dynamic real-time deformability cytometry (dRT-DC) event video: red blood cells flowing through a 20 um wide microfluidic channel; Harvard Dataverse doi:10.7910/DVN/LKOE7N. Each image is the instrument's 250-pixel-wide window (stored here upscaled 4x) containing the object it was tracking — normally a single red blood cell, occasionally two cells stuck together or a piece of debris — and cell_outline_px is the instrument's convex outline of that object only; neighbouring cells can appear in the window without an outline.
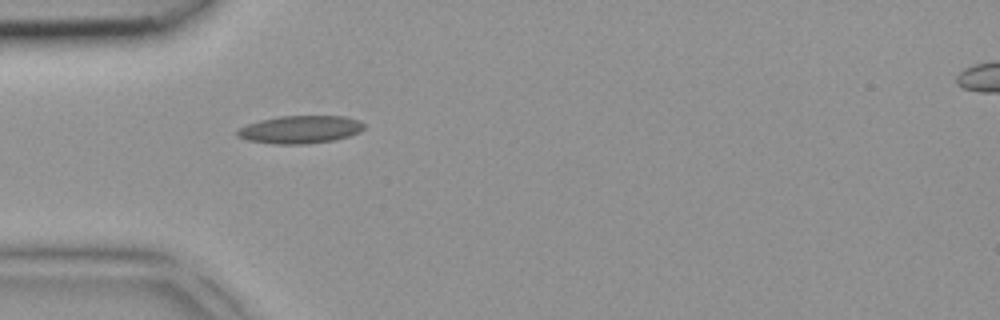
{"species": "common noctule bat (a hibernating species)", "species_latin": "Nyctalus noctula", "temperature_condition": "room temperature", "stored_images_in_passage": 1, "camera_frame_rate_fps": 3000, "um_per_image_px": 0.085, "animal": {"sex": "female", "body_mass_g": 18.4}, "frame": {"image": 1, "passage_image": 1, "time_ms": 0.0, "image_size_px": [1000, 320], "cell_outline_px": [[364, 128], [360, 132], [348, 136], [332, 140], [304, 144], [272, 144], [248, 140], [236, 136], [236, 132], [240, 128], [248, 124], [260, 120], [280, 116], [344, 116], [360, 120], [364, 124]], "centroid_in_image_um": [25.52, 11.0], "position_along_channel_um": 59.5, "area_um2": 20.46}}